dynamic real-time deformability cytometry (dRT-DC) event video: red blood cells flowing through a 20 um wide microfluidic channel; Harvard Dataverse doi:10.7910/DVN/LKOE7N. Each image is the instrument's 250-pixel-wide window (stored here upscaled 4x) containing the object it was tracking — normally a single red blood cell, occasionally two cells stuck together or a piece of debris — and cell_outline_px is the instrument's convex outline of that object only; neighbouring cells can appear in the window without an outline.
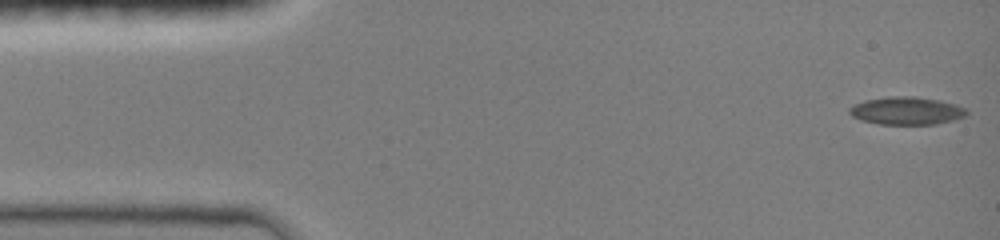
{"species": "common noctule bat (a hibernating species)", "species_latin": "Nyctalus noctula", "temperature_condition": "room temperature", "stored_images_in_passage": 9, "camera_frame_rate_fps": 3000, "um_per_image_px": 0.085, "animal": {"sex": "female", "body_mass_g": 19.0, "forearm_length_mm": 51.5}, "frame": {"image": 1, "passage_image": 1, "time_ms": 0.0, "image_size_px": [1000, 240], "cell_outline_px": [[968, 112], [964, 116], [952, 120], [936, 124], [880, 124], [860, 120], [852, 116], [848, 112], [848, 108], [864, 100], [888, 96], [916, 96], [940, 100], [956, 104], [964, 108]], "centroid_in_image_um": [77.03, 9.4], "position_along_channel_um": 8.0, "area_um2": 19.02}}
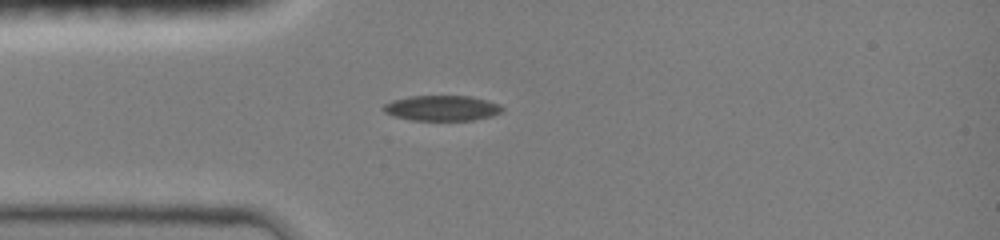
{"frame": {"image": 2, "passage_image": 8, "time_ms": 3.667, "image_size_px": [1000, 240], "cell_outline_px": [[504, 108], [500, 112], [492, 116], [472, 120], [412, 120], [392, 116], [384, 112], [380, 108], [384, 104], [392, 100], [408, 96], [472, 96], [488, 100], [500, 104]], "centroid_in_image_um": [37.53, 9.18], "position_along_channel_um": 47.5, "area_um2": 17.74}}